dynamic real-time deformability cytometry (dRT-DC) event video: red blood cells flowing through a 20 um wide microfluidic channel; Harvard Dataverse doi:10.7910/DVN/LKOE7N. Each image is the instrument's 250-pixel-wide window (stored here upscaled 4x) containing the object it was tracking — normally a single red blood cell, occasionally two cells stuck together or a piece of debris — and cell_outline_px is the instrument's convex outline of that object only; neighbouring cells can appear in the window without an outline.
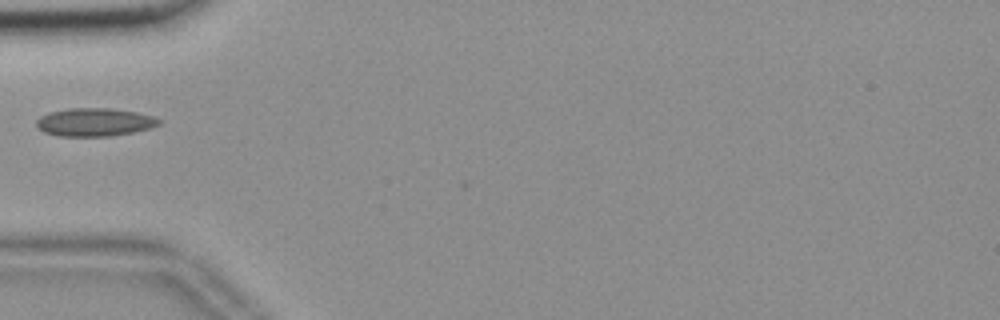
{"species": "common noctule bat (a hibernating species)", "species_latin": "Nyctalus noctula", "temperature_condition": "room temperature", "stored_images_in_passage": 3, "camera_frame_rate_fps": 3000, "um_per_image_px": 0.085, "animal": {"sex": "female", "body_mass_g": 18.4}, "frame": {"image": 1, "passage_image": 1, "time_ms": 0.0, "image_size_px": [1000, 320], "cell_outline_px": [[164, 120], [160, 124], [152, 128], [132, 132], [108, 136], [60, 136], [44, 132], [36, 128], [36, 120], [40, 116], [48, 112], [68, 108], [112, 108], [136, 112], [152, 116]], "centroid_in_image_um": [8.03, 10.38], "position_along_channel_um": 77.0, "area_um2": 20.29}}